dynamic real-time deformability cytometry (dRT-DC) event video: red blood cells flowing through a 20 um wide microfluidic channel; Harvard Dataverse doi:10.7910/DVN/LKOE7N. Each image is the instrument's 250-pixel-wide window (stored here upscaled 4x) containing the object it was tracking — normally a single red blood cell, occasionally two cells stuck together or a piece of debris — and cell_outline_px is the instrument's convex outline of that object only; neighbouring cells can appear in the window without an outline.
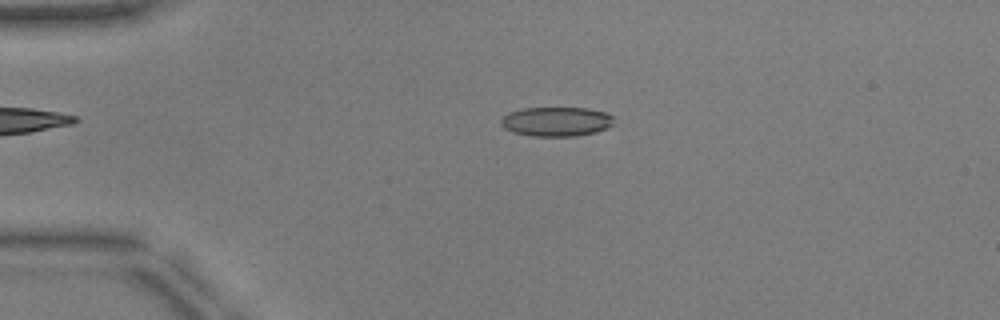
{"species": "common noctule bat (a hibernating species)", "species_latin": "Nyctalus noctula", "temperature_condition": "warm", "stored_images_in_passage": 41, "camera_frame_rate_fps": 3000, "um_per_image_px": 0.085, "animal": {"sex": "male", "body_mass_g": 17.9, "forearm_length_mm": 54.2}, "frame": {"image": 1, "passage_image": 2, "time_ms": 0.333, "image_size_px": [1000, 320], "cell_outline_px": [[612, 124], [596, 132], [576, 136], [532, 136], [512, 132], [504, 128], [500, 124], [500, 120], [508, 112], [524, 108], [588, 108], [608, 112], [612, 116]], "centroid_in_image_um": [47.26, 10.33], "position_along_channel_um": 37.7, "area_um2": 19.36}}
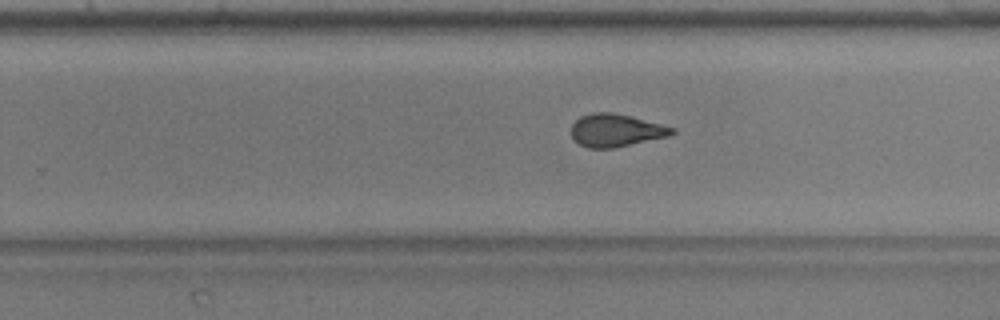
{"frame": {"image": 2, "passage_image": 23, "time_ms": 7.333, "image_size_px": [1000, 320], "cell_outline_px": [[676, 132], [668, 136], [612, 148], [588, 148], [580, 144], [572, 136], [572, 124], [580, 116], [592, 112], [612, 112], [676, 128]], "centroid_in_image_um": [52.33, 11.07], "position_along_channel_um": 277.5, "area_um2": 18.9}}
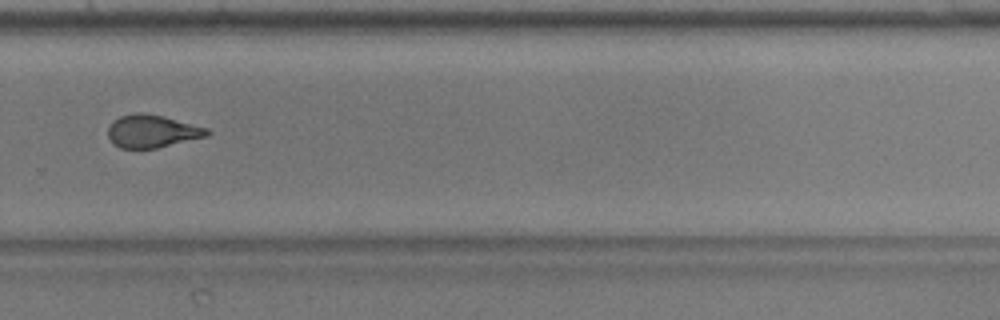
{"frame": {"image": 3, "passage_image": 26, "time_ms": 8.333, "image_size_px": [1000, 320], "cell_outline_px": [[212, 132], [208, 136], [156, 148], [120, 148], [112, 144], [108, 136], [108, 128], [120, 116], [136, 112], [144, 112], [164, 116], [208, 128]], "centroid_in_image_um": [12.95, 11.15], "position_along_channel_um": 316.9, "area_um2": 18.96}, "authors_computed_cell_mechanics": {"area_um2": 19.7098, "velocity_mm_per_s": 3.9569, "shape_relaxation_time_tau1_ms": 5.1452, "shape_relaxation_time_tau2_ms": 1.6006, "deformation_change_tau1": 0.1496, "deformation_change_tau2": 0.0907}}